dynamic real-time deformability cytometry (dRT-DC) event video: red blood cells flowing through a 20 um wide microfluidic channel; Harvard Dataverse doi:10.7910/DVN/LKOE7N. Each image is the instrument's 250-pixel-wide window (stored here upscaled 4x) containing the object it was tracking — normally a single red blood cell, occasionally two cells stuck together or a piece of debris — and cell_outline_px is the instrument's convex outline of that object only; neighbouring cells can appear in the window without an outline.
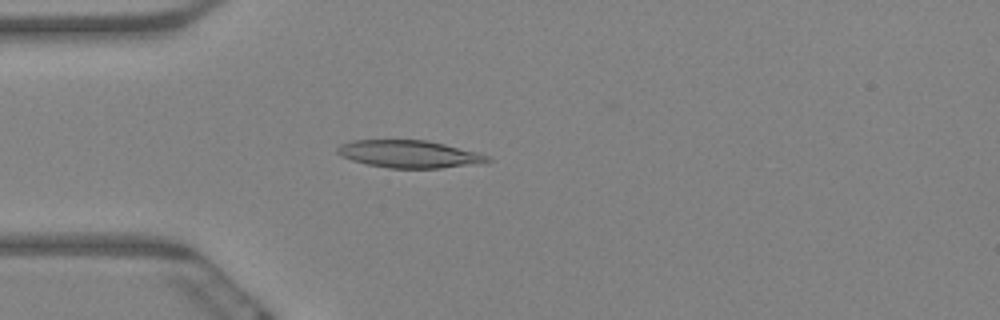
{"species": "Egyptian fruit bat (a non-hibernating species)", "species_latin": "Rousettus aegyptiacus", "temperature_condition": "warm", "stored_images_in_passage": 56, "camera_frame_rate_fps": 3000, "um_per_image_px": 0.085, "animal": {"sex": "female"}, "frame": {"image": 1, "passage_image": 17, "time_ms": 5.333, "image_size_px": [1000, 320], "cell_outline_px": [[492, 160], [484, 164], [440, 168], [388, 168], [368, 164], [352, 160], [340, 156], [336, 152], [336, 148], [340, 144], [352, 140], [424, 140], [444, 144], [480, 152], [488, 156]], "centroid_in_image_um": [34.82, 13.1], "position_along_channel_um": 50.2, "area_um2": 24.28}}
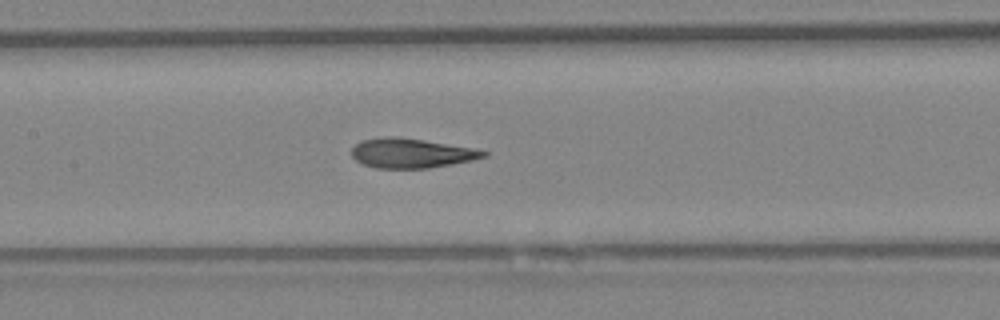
{"frame": {"image": 2, "passage_image": 29, "time_ms": 9.333, "image_size_px": [1000, 320], "cell_outline_px": [[488, 156], [472, 160], [452, 164], [428, 168], [376, 168], [364, 164], [356, 160], [352, 156], [352, 148], [360, 140], [380, 136], [396, 136], [424, 140], [472, 148], [488, 152]], "centroid_in_image_um": [34.93, 13.01], "position_along_channel_um": 172.5, "area_um2": 22.72}}
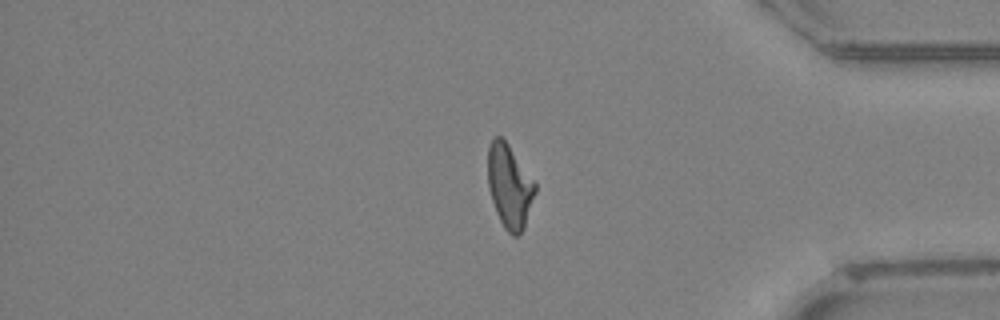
{"frame": {"image": 3, "passage_image": 51, "time_ms": 16.667, "image_size_px": [1000, 320], "cell_outline_px": [[536, 192], [524, 228], [516, 236], [512, 236], [504, 228], [496, 212], [488, 188], [488, 148], [492, 136], [500, 136], [508, 144], [536, 180]], "centroid_in_image_um": [43.32, 15.8], "position_along_channel_um": 391.9, "area_um2": 23.29}}